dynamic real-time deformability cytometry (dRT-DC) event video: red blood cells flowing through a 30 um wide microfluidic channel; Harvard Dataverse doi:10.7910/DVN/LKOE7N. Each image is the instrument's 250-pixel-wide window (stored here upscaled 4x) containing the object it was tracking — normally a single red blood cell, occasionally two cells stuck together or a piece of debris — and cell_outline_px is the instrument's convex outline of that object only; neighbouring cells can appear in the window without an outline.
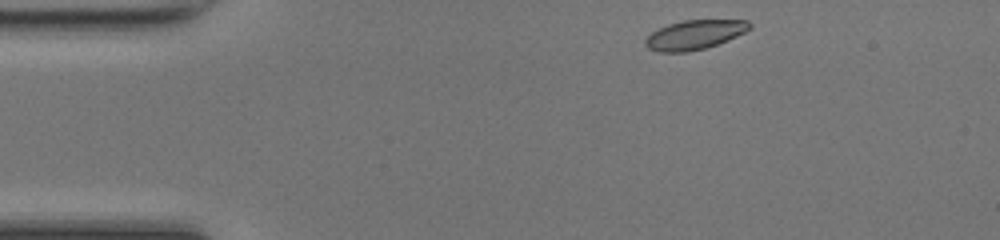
{"species": "common noctule bat (a hibernating species)", "species_latin": "Nyctalus noctula", "temperature_condition": "room temperature", "stored_images_in_passage": 42, "camera_frame_rate_fps": 3000, "um_per_image_px": 0.085, "animal": {"sex": "female", "body_mass_g": 17.0, "forearm_length_mm": 48.0}, "frame": {"image": 1, "passage_image": 1, "time_ms": 0.0, "image_size_px": [1000, 240], "cell_outline_px": [[752, 28], [728, 40], [704, 48], [688, 52], [660, 52], [648, 48], [644, 44], [644, 40], [652, 32], [668, 24], [684, 20], [748, 20], [752, 24]], "centroid_in_image_um": [59.04, 2.95], "position_along_channel_um": 26.0, "area_um2": 17.74}}
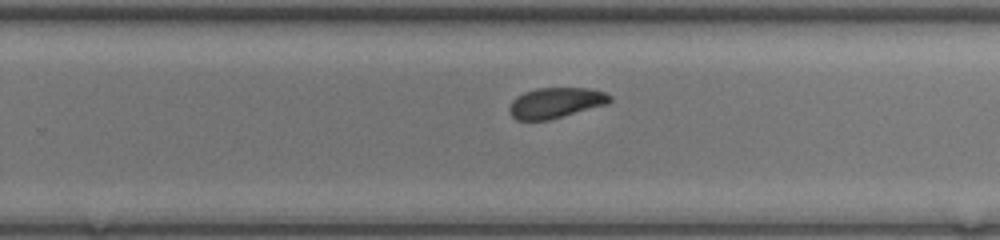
{"frame": {"image": 2, "passage_image": 24, "time_ms": 7.667, "image_size_px": [1000, 240], "cell_outline_px": [[612, 100], [608, 104], [548, 120], [516, 120], [508, 112], [508, 108], [512, 100], [516, 96], [524, 92], [536, 88], [588, 88], [604, 92], [612, 96]], "centroid_in_image_um": [47.22, 8.74], "position_along_channel_um": 282.6, "area_um2": 17.98}}
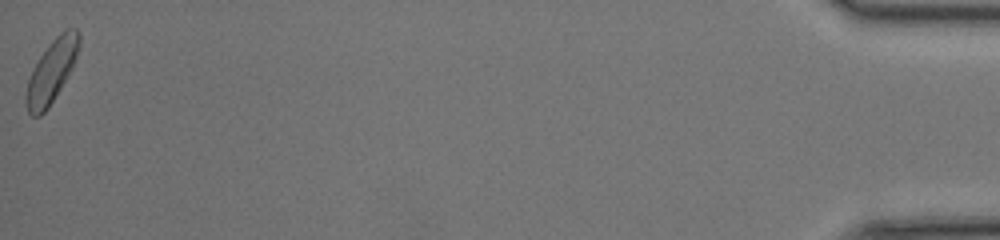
{"frame": {"image": 3, "passage_image": 42, "time_ms": 13.667, "image_size_px": [1000, 240], "cell_outline_px": [[80, 44], [72, 68], [48, 108], [40, 116], [32, 116], [28, 112], [24, 100], [24, 96], [28, 80], [32, 68], [48, 44], [64, 28], [76, 28], [80, 32]], "centroid_in_image_um": [4.37, 6.03], "position_along_channel_um": 430.8, "area_um2": 19.42}, "authors_computed_cell_mechanics": {"area_um2": 18.496, "velocity_mm_per_s": 4.2431, "shape_relaxation_time_tau1_ms": 2.021, "shape_relaxation_time_tau2_ms": null, "deformation_change_tau1": 0.0766, "deformation_change_tau2": null}}